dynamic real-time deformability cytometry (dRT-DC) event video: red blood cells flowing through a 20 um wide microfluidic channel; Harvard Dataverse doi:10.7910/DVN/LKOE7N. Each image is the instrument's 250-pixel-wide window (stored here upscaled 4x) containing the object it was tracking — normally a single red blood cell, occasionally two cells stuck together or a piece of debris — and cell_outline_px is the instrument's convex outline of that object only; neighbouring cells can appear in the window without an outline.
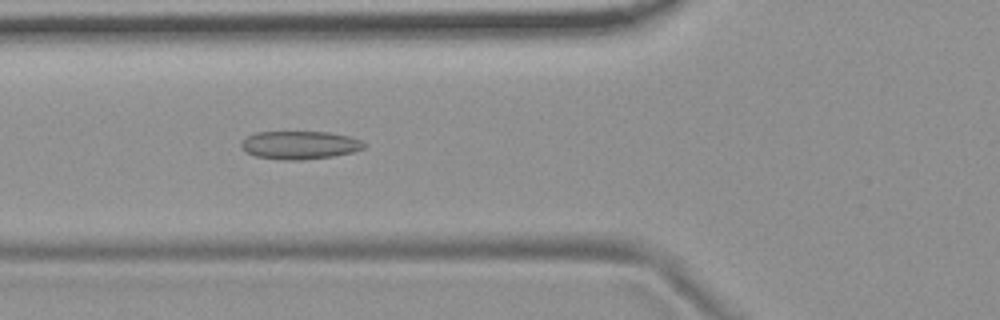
{"species": "common noctule bat (a hibernating species)", "species_latin": "Nyctalus noctula", "temperature_condition": "room temperature", "stored_images_in_passage": 53, "camera_frame_rate_fps": 3000, "um_per_image_px": 0.085, "animal": {"sex": "female", "body_mass_g": 19.9}, "frame": {"image": 1, "passage_image": 19, "time_ms": 6.0, "image_size_px": [1000, 320], "cell_outline_px": [[368, 144], [364, 148], [352, 152], [332, 156], [304, 160], [284, 160], [256, 156], [240, 148], [240, 144], [248, 136], [256, 132], [328, 132], [348, 136], [360, 140]], "centroid_in_image_um": [25.49, 12.33], "position_along_channel_um": 100.3, "area_um2": 20.06}}
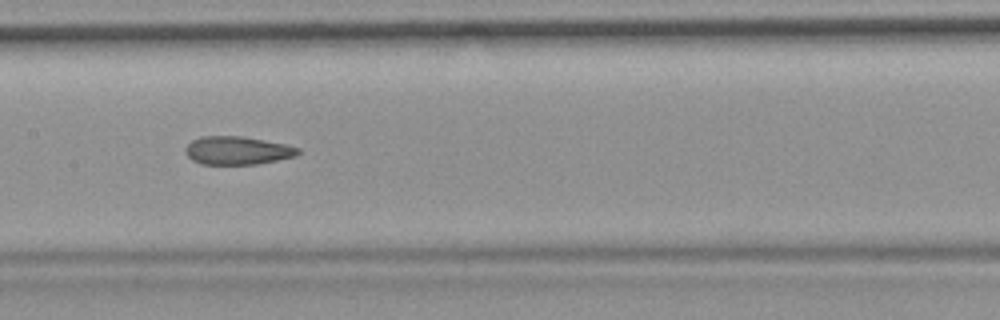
{"frame": {"image": 2, "passage_image": 26, "time_ms": 8.333, "image_size_px": [1000, 320], "cell_outline_px": [[300, 152], [296, 156], [256, 164], [200, 164], [192, 160], [184, 152], [184, 148], [192, 140], [200, 136], [240, 136], [264, 140], [284, 144], [300, 148]], "centroid_in_image_um": [20.14, 12.79], "position_along_channel_um": 187.3, "area_um2": 18.5}}
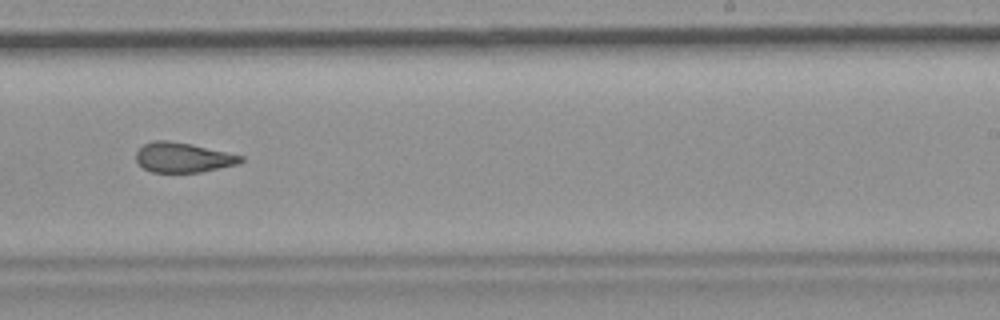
{"frame": {"image": 3, "passage_image": 33, "time_ms": 10.667, "image_size_px": [1000, 320], "cell_outline_px": [[244, 160], [240, 164], [200, 172], [152, 172], [144, 168], [136, 160], [136, 152], [144, 144], [152, 140], [168, 140], [192, 144], [228, 152], [244, 156]], "centroid_in_image_um": [15.59, 13.38], "position_along_channel_um": 273.4, "area_um2": 18.32}, "authors_computed_cell_mechanics": {"area_um2": 19.652, "velocity_mm_per_s": 3.7209, "shape_relaxation_time_tau1_ms": null, "shape_relaxation_time_tau2_ms": 3.3979, "deformation_change_tau1": null, "deformation_change_tau2": 0.1165}}